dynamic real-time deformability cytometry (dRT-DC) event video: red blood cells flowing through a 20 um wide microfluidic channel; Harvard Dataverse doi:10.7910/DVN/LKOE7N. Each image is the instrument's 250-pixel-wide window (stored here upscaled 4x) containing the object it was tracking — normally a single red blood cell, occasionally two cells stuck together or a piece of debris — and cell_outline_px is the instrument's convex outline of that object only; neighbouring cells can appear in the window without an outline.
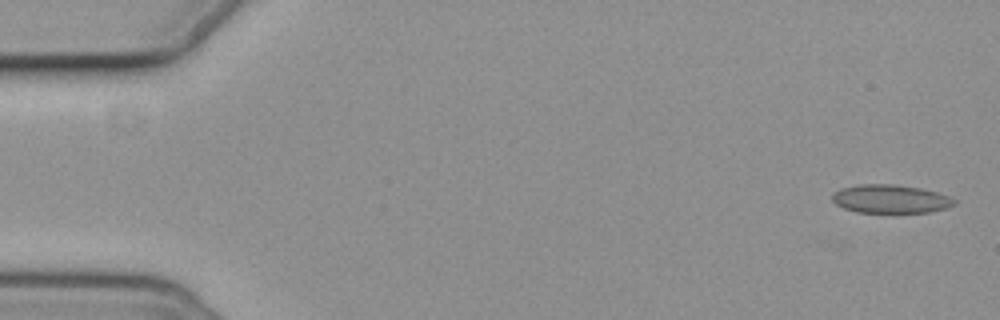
{"species": "common noctule bat (a hibernating species)", "species_latin": "Nyctalus noctula", "temperature_condition": "cold", "stored_images_in_passage": 7, "camera_frame_rate_fps": 3000, "um_per_image_px": 0.085, "animal": {"sex": "female", "body_mass_g": 19.3, "forearm_length_mm": 54.1}, "frame": {"image": 1, "passage_image": 1, "time_ms": 0.0, "image_size_px": [1000, 320], "cell_outline_px": [[956, 204], [948, 208], [928, 212], [896, 216], [856, 212], [844, 208], [836, 204], [832, 200], [832, 192], [840, 188], [856, 184], [892, 184], [920, 188], [936, 192], [948, 196], [956, 200]], "centroid_in_image_um": [75.68, 16.96], "position_along_channel_um": 9.3, "area_um2": 21.33}}